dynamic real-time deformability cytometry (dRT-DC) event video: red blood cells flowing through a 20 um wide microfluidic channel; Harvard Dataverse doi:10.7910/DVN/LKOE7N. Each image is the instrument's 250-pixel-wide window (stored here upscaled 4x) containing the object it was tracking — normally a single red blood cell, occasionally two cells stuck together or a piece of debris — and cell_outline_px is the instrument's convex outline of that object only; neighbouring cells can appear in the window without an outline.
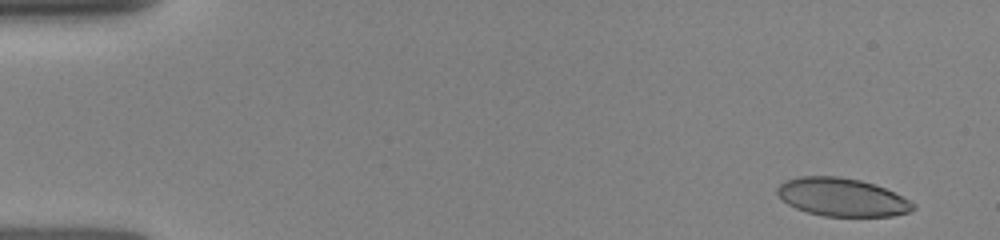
{"species": "human", "species_latin": "Homo sapiens", "temperature_condition": "room temperature", "stored_images_in_passage": 13, "camera_frame_rate_fps": 3000, "um_per_image_px": 0.085, "donor": {"sex": "female"}, "frame": {"image": 1, "passage_image": 2, "time_ms": 0.667, "image_size_px": [1000, 240], "cell_outline_px": [[916, 208], [908, 212], [892, 216], [824, 216], [808, 212], [796, 208], [788, 204], [776, 192], [776, 188], [784, 180], [800, 176], [840, 176], [860, 180], [876, 184], [916, 204]], "centroid_in_image_um": [71.55, 16.75], "position_along_channel_um": 13.4, "area_um2": 30.11}}
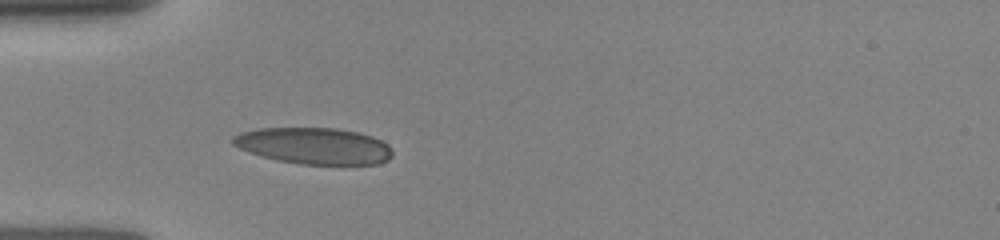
{"frame": {"image": 2, "passage_image": 10, "time_ms": 4.667, "image_size_px": [1000, 240], "cell_outline_px": [[392, 156], [388, 160], [380, 164], [300, 164], [276, 160], [248, 152], [232, 144], [232, 136], [240, 132], [260, 128], [336, 128], [356, 132], [372, 136], [388, 144], [392, 152]], "centroid_in_image_um": [26.68, 12.4], "position_along_channel_um": 58.3, "area_um2": 33.93}}
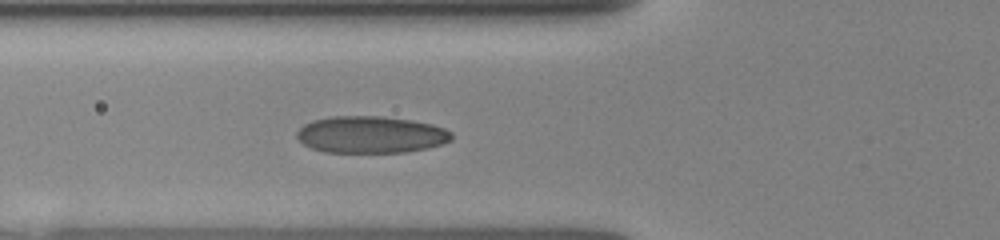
{"frame": {"image": 3, "passage_image": 13, "time_ms": 5.667, "image_size_px": [1000, 240], "cell_outline_px": [[452, 140], [428, 148], [404, 152], [324, 152], [312, 148], [304, 144], [296, 136], [296, 132], [304, 124], [312, 120], [332, 116], [380, 116], [412, 120], [432, 124], [444, 128], [452, 132]], "centroid_in_image_um": [31.52, 11.44], "position_along_channel_um": 94.3, "area_um2": 33.29}}